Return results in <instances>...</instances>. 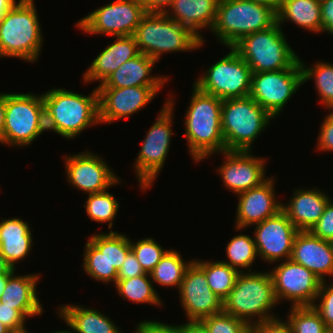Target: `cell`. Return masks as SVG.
<instances>
[{
	"label": "cell",
	"instance_id": "48",
	"mask_svg": "<svg viewBox=\"0 0 333 333\" xmlns=\"http://www.w3.org/2000/svg\"><path fill=\"white\" fill-rule=\"evenodd\" d=\"M322 32L333 35V0H320Z\"/></svg>",
	"mask_w": 333,
	"mask_h": 333
},
{
	"label": "cell",
	"instance_id": "43",
	"mask_svg": "<svg viewBox=\"0 0 333 333\" xmlns=\"http://www.w3.org/2000/svg\"><path fill=\"white\" fill-rule=\"evenodd\" d=\"M310 232L322 240L333 242V199L325 206L323 215Z\"/></svg>",
	"mask_w": 333,
	"mask_h": 333
},
{
	"label": "cell",
	"instance_id": "10",
	"mask_svg": "<svg viewBox=\"0 0 333 333\" xmlns=\"http://www.w3.org/2000/svg\"><path fill=\"white\" fill-rule=\"evenodd\" d=\"M156 121L145 135L138 152L134 170L140 190L150 189L156 177L164 168L171 144L174 97L168 95ZM173 97V98H172Z\"/></svg>",
	"mask_w": 333,
	"mask_h": 333
},
{
	"label": "cell",
	"instance_id": "18",
	"mask_svg": "<svg viewBox=\"0 0 333 333\" xmlns=\"http://www.w3.org/2000/svg\"><path fill=\"white\" fill-rule=\"evenodd\" d=\"M178 291L188 320H202L223 311V301L210 289L205 273L194 262L187 268Z\"/></svg>",
	"mask_w": 333,
	"mask_h": 333
},
{
	"label": "cell",
	"instance_id": "38",
	"mask_svg": "<svg viewBox=\"0 0 333 333\" xmlns=\"http://www.w3.org/2000/svg\"><path fill=\"white\" fill-rule=\"evenodd\" d=\"M83 251L82 268L85 273L96 281L109 284V262L107 248H97L89 239Z\"/></svg>",
	"mask_w": 333,
	"mask_h": 333
},
{
	"label": "cell",
	"instance_id": "57",
	"mask_svg": "<svg viewBox=\"0 0 333 333\" xmlns=\"http://www.w3.org/2000/svg\"><path fill=\"white\" fill-rule=\"evenodd\" d=\"M51 333H74V332H73V331H70V330H65V329H64V330H60V331L58 330V331H55V332L53 331V332H51Z\"/></svg>",
	"mask_w": 333,
	"mask_h": 333
},
{
	"label": "cell",
	"instance_id": "8",
	"mask_svg": "<svg viewBox=\"0 0 333 333\" xmlns=\"http://www.w3.org/2000/svg\"><path fill=\"white\" fill-rule=\"evenodd\" d=\"M232 48L246 61L252 73L293 68L299 62L277 22L268 29L242 37Z\"/></svg>",
	"mask_w": 333,
	"mask_h": 333
},
{
	"label": "cell",
	"instance_id": "52",
	"mask_svg": "<svg viewBox=\"0 0 333 333\" xmlns=\"http://www.w3.org/2000/svg\"><path fill=\"white\" fill-rule=\"evenodd\" d=\"M17 3L16 0H0V22L6 13Z\"/></svg>",
	"mask_w": 333,
	"mask_h": 333
},
{
	"label": "cell",
	"instance_id": "46",
	"mask_svg": "<svg viewBox=\"0 0 333 333\" xmlns=\"http://www.w3.org/2000/svg\"><path fill=\"white\" fill-rule=\"evenodd\" d=\"M145 272L141 264L136 259L132 250H130L125 258L124 263L117 273V280H125L128 278H135L144 275Z\"/></svg>",
	"mask_w": 333,
	"mask_h": 333
},
{
	"label": "cell",
	"instance_id": "29",
	"mask_svg": "<svg viewBox=\"0 0 333 333\" xmlns=\"http://www.w3.org/2000/svg\"><path fill=\"white\" fill-rule=\"evenodd\" d=\"M286 20L310 32H322L320 0H282L277 23L283 27Z\"/></svg>",
	"mask_w": 333,
	"mask_h": 333
},
{
	"label": "cell",
	"instance_id": "31",
	"mask_svg": "<svg viewBox=\"0 0 333 333\" xmlns=\"http://www.w3.org/2000/svg\"><path fill=\"white\" fill-rule=\"evenodd\" d=\"M194 260L185 262L182 255L170 249L160 259V262L149 273L152 282L161 285V287H176L179 289L187 268Z\"/></svg>",
	"mask_w": 333,
	"mask_h": 333
},
{
	"label": "cell",
	"instance_id": "25",
	"mask_svg": "<svg viewBox=\"0 0 333 333\" xmlns=\"http://www.w3.org/2000/svg\"><path fill=\"white\" fill-rule=\"evenodd\" d=\"M16 273L14 272L8 278L0 302L19 310L27 319L37 315L41 316L43 307L36 294V285L41 275L38 273L17 275Z\"/></svg>",
	"mask_w": 333,
	"mask_h": 333
},
{
	"label": "cell",
	"instance_id": "39",
	"mask_svg": "<svg viewBox=\"0 0 333 333\" xmlns=\"http://www.w3.org/2000/svg\"><path fill=\"white\" fill-rule=\"evenodd\" d=\"M130 245L136 259L141 264L142 269L148 274L168 251V249H164L152 237L144 238L137 242L130 240Z\"/></svg>",
	"mask_w": 333,
	"mask_h": 333
},
{
	"label": "cell",
	"instance_id": "30",
	"mask_svg": "<svg viewBox=\"0 0 333 333\" xmlns=\"http://www.w3.org/2000/svg\"><path fill=\"white\" fill-rule=\"evenodd\" d=\"M89 240L97 248H107L109 262V284L117 282V273L131 250L130 239L126 234L110 230L108 233H94Z\"/></svg>",
	"mask_w": 333,
	"mask_h": 333
},
{
	"label": "cell",
	"instance_id": "34",
	"mask_svg": "<svg viewBox=\"0 0 333 333\" xmlns=\"http://www.w3.org/2000/svg\"><path fill=\"white\" fill-rule=\"evenodd\" d=\"M303 73V83L313 79L317 96L326 107L325 109L333 110V64L329 62H314V66H307L299 58Z\"/></svg>",
	"mask_w": 333,
	"mask_h": 333
},
{
	"label": "cell",
	"instance_id": "28",
	"mask_svg": "<svg viewBox=\"0 0 333 333\" xmlns=\"http://www.w3.org/2000/svg\"><path fill=\"white\" fill-rule=\"evenodd\" d=\"M57 309V316L74 333H124L107 315L93 308L65 304Z\"/></svg>",
	"mask_w": 333,
	"mask_h": 333
},
{
	"label": "cell",
	"instance_id": "24",
	"mask_svg": "<svg viewBox=\"0 0 333 333\" xmlns=\"http://www.w3.org/2000/svg\"><path fill=\"white\" fill-rule=\"evenodd\" d=\"M157 62L142 53L124 62L118 69L97 86V88H124L137 86H164L168 76L152 75L153 66ZM155 75V76H154Z\"/></svg>",
	"mask_w": 333,
	"mask_h": 333
},
{
	"label": "cell",
	"instance_id": "35",
	"mask_svg": "<svg viewBox=\"0 0 333 333\" xmlns=\"http://www.w3.org/2000/svg\"><path fill=\"white\" fill-rule=\"evenodd\" d=\"M227 261L221 262L228 264L230 267L236 269L239 273L252 272L251 266L258 256L254 238L245 235H235L226 245ZM244 270H242V269Z\"/></svg>",
	"mask_w": 333,
	"mask_h": 333
},
{
	"label": "cell",
	"instance_id": "2",
	"mask_svg": "<svg viewBox=\"0 0 333 333\" xmlns=\"http://www.w3.org/2000/svg\"><path fill=\"white\" fill-rule=\"evenodd\" d=\"M42 96L46 131L71 140L89 126L100 124L97 87L88 96L56 87Z\"/></svg>",
	"mask_w": 333,
	"mask_h": 333
},
{
	"label": "cell",
	"instance_id": "40",
	"mask_svg": "<svg viewBox=\"0 0 333 333\" xmlns=\"http://www.w3.org/2000/svg\"><path fill=\"white\" fill-rule=\"evenodd\" d=\"M201 321L210 333H250V325L224 311Z\"/></svg>",
	"mask_w": 333,
	"mask_h": 333
},
{
	"label": "cell",
	"instance_id": "9",
	"mask_svg": "<svg viewBox=\"0 0 333 333\" xmlns=\"http://www.w3.org/2000/svg\"><path fill=\"white\" fill-rule=\"evenodd\" d=\"M44 131L42 94L6 93L5 125L0 143L23 148L33 143Z\"/></svg>",
	"mask_w": 333,
	"mask_h": 333
},
{
	"label": "cell",
	"instance_id": "37",
	"mask_svg": "<svg viewBox=\"0 0 333 333\" xmlns=\"http://www.w3.org/2000/svg\"><path fill=\"white\" fill-rule=\"evenodd\" d=\"M287 318L294 333H325L328 330L313 306L291 307Z\"/></svg>",
	"mask_w": 333,
	"mask_h": 333
},
{
	"label": "cell",
	"instance_id": "50",
	"mask_svg": "<svg viewBox=\"0 0 333 333\" xmlns=\"http://www.w3.org/2000/svg\"><path fill=\"white\" fill-rule=\"evenodd\" d=\"M183 333H210L206 325L201 320H188L185 324H180Z\"/></svg>",
	"mask_w": 333,
	"mask_h": 333
},
{
	"label": "cell",
	"instance_id": "51",
	"mask_svg": "<svg viewBox=\"0 0 333 333\" xmlns=\"http://www.w3.org/2000/svg\"><path fill=\"white\" fill-rule=\"evenodd\" d=\"M6 111V93H0V138L3 136Z\"/></svg>",
	"mask_w": 333,
	"mask_h": 333
},
{
	"label": "cell",
	"instance_id": "47",
	"mask_svg": "<svg viewBox=\"0 0 333 333\" xmlns=\"http://www.w3.org/2000/svg\"><path fill=\"white\" fill-rule=\"evenodd\" d=\"M143 333H183L180 325L144 320L136 325Z\"/></svg>",
	"mask_w": 333,
	"mask_h": 333
},
{
	"label": "cell",
	"instance_id": "5",
	"mask_svg": "<svg viewBox=\"0 0 333 333\" xmlns=\"http://www.w3.org/2000/svg\"><path fill=\"white\" fill-rule=\"evenodd\" d=\"M140 53L156 62L162 54L202 48V40L166 13H146L133 34Z\"/></svg>",
	"mask_w": 333,
	"mask_h": 333
},
{
	"label": "cell",
	"instance_id": "33",
	"mask_svg": "<svg viewBox=\"0 0 333 333\" xmlns=\"http://www.w3.org/2000/svg\"><path fill=\"white\" fill-rule=\"evenodd\" d=\"M115 287L122 299L137 304L144 303L158 307L164 305L148 273L135 278L117 280Z\"/></svg>",
	"mask_w": 333,
	"mask_h": 333
},
{
	"label": "cell",
	"instance_id": "56",
	"mask_svg": "<svg viewBox=\"0 0 333 333\" xmlns=\"http://www.w3.org/2000/svg\"><path fill=\"white\" fill-rule=\"evenodd\" d=\"M0 333H13V332L0 321Z\"/></svg>",
	"mask_w": 333,
	"mask_h": 333
},
{
	"label": "cell",
	"instance_id": "3",
	"mask_svg": "<svg viewBox=\"0 0 333 333\" xmlns=\"http://www.w3.org/2000/svg\"><path fill=\"white\" fill-rule=\"evenodd\" d=\"M275 305L278 302L270 271L241 272L223 301V311L251 326L278 318V315L269 312Z\"/></svg>",
	"mask_w": 333,
	"mask_h": 333
},
{
	"label": "cell",
	"instance_id": "6",
	"mask_svg": "<svg viewBox=\"0 0 333 333\" xmlns=\"http://www.w3.org/2000/svg\"><path fill=\"white\" fill-rule=\"evenodd\" d=\"M277 13L251 0H219L215 23L210 30L223 46L232 47L242 37L272 27Z\"/></svg>",
	"mask_w": 333,
	"mask_h": 333
},
{
	"label": "cell",
	"instance_id": "21",
	"mask_svg": "<svg viewBox=\"0 0 333 333\" xmlns=\"http://www.w3.org/2000/svg\"><path fill=\"white\" fill-rule=\"evenodd\" d=\"M290 259L310 270L321 281H326L327 276L333 278V242L322 240L310 231L296 234Z\"/></svg>",
	"mask_w": 333,
	"mask_h": 333
},
{
	"label": "cell",
	"instance_id": "12",
	"mask_svg": "<svg viewBox=\"0 0 333 333\" xmlns=\"http://www.w3.org/2000/svg\"><path fill=\"white\" fill-rule=\"evenodd\" d=\"M146 13L141 0H114L81 18L75 26L91 35L131 36Z\"/></svg>",
	"mask_w": 333,
	"mask_h": 333
},
{
	"label": "cell",
	"instance_id": "45",
	"mask_svg": "<svg viewBox=\"0 0 333 333\" xmlns=\"http://www.w3.org/2000/svg\"><path fill=\"white\" fill-rule=\"evenodd\" d=\"M250 333H294L291 325L281 317L251 325Z\"/></svg>",
	"mask_w": 333,
	"mask_h": 333
},
{
	"label": "cell",
	"instance_id": "11",
	"mask_svg": "<svg viewBox=\"0 0 333 333\" xmlns=\"http://www.w3.org/2000/svg\"><path fill=\"white\" fill-rule=\"evenodd\" d=\"M211 65L194 85L221 100L249 96L252 71L246 61L232 48Z\"/></svg>",
	"mask_w": 333,
	"mask_h": 333
},
{
	"label": "cell",
	"instance_id": "17",
	"mask_svg": "<svg viewBox=\"0 0 333 333\" xmlns=\"http://www.w3.org/2000/svg\"><path fill=\"white\" fill-rule=\"evenodd\" d=\"M164 86L97 88L99 123H113L138 113Z\"/></svg>",
	"mask_w": 333,
	"mask_h": 333
},
{
	"label": "cell",
	"instance_id": "26",
	"mask_svg": "<svg viewBox=\"0 0 333 333\" xmlns=\"http://www.w3.org/2000/svg\"><path fill=\"white\" fill-rule=\"evenodd\" d=\"M219 0H174L166 14L181 26L190 29L205 44L202 29H212ZM201 30V31H199Z\"/></svg>",
	"mask_w": 333,
	"mask_h": 333
},
{
	"label": "cell",
	"instance_id": "19",
	"mask_svg": "<svg viewBox=\"0 0 333 333\" xmlns=\"http://www.w3.org/2000/svg\"><path fill=\"white\" fill-rule=\"evenodd\" d=\"M224 163L217 169L225 188L236 195L257 187L268 178L266 158L254 156L251 151H223Z\"/></svg>",
	"mask_w": 333,
	"mask_h": 333
},
{
	"label": "cell",
	"instance_id": "4",
	"mask_svg": "<svg viewBox=\"0 0 333 333\" xmlns=\"http://www.w3.org/2000/svg\"><path fill=\"white\" fill-rule=\"evenodd\" d=\"M34 0H18L0 22V58L36 62L42 51L43 35Z\"/></svg>",
	"mask_w": 333,
	"mask_h": 333
},
{
	"label": "cell",
	"instance_id": "20",
	"mask_svg": "<svg viewBox=\"0 0 333 333\" xmlns=\"http://www.w3.org/2000/svg\"><path fill=\"white\" fill-rule=\"evenodd\" d=\"M274 183L275 178L269 177L261 185L237 194L235 230H246L282 210V202L275 198Z\"/></svg>",
	"mask_w": 333,
	"mask_h": 333
},
{
	"label": "cell",
	"instance_id": "27",
	"mask_svg": "<svg viewBox=\"0 0 333 333\" xmlns=\"http://www.w3.org/2000/svg\"><path fill=\"white\" fill-rule=\"evenodd\" d=\"M31 228L21 218H8L0 222V253L16 269V263L29 256L33 246Z\"/></svg>",
	"mask_w": 333,
	"mask_h": 333
},
{
	"label": "cell",
	"instance_id": "44",
	"mask_svg": "<svg viewBox=\"0 0 333 333\" xmlns=\"http://www.w3.org/2000/svg\"><path fill=\"white\" fill-rule=\"evenodd\" d=\"M320 127L316 149L333 152V110L326 115Z\"/></svg>",
	"mask_w": 333,
	"mask_h": 333
},
{
	"label": "cell",
	"instance_id": "1",
	"mask_svg": "<svg viewBox=\"0 0 333 333\" xmlns=\"http://www.w3.org/2000/svg\"><path fill=\"white\" fill-rule=\"evenodd\" d=\"M221 99L201 91L193 84L192 95L184 116L190 156L197 163L215 153L226 151L221 127Z\"/></svg>",
	"mask_w": 333,
	"mask_h": 333
},
{
	"label": "cell",
	"instance_id": "14",
	"mask_svg": "<svg viewBox=\"0 0 333 333\" xmlns=\"http://www.w3.org/2000/svg\"><path fill=\"white\" fill-rule=\"evenodd\" d=\"M270 272L278 304L289 300L291 307L312 306L322 281L304 266L291 259L281 261Z\"/></svg>",
	"mask_w": 333,
	"mask_h": 333
},
{
	"label": "cell",
	"instance_id": "32",
	"mask_svg": "<svg viewBox=\"0 0 333 333\" xmlns=\"http://www.w3.org/2000/svg\"><path fill=\"white\" fill-rule=\"evenodd\" d=\"M194 263L205 273L210 289L224 301L235 286L239 272L220 261H203L193 259Z\"/></svg>",
	"mask_w": 333,
	"mask_h": 333
},
{
	"label": "cell",
	"instance_id": "23",
	"mask_svg": "<svg viewBox=\"0 0 333 333\" xmlns=\"http://www.w3.org/2000/svg\"><path fill=\"white\" fill-rule=\"evenodd\" d=\"M115 38L116 40L108 44L84 72V83L99 81V85L103 84L120 65L140 53L133 35Z\"/></svg>",
	"mask_w": 333,
	"mask_h": 333
},
{
	"label": "cell",
	"instance_id": "15",
	"mask_svg": "<svg viewBox=\"0 0 333 333\" xmlns=\"http://www.w3.org/2000/svg\"><path fill=\"white\" fill-rule=\"evenodd\" d=\"M104 160L100 155L88 150L64 156L65 173L70 186L91 194L121 183V179Z\"/></svg>",
	"mask_w": 333,
	"mask_h": 333
},
{
	"label": "cell",
	"instance_id": "59",
	"mask_svg": "<svg viewBox=\"0 0 333 333\" xmlns=\"http://www.w3.org/2000/svg\"><path fill=\"white\" fill-rule=\"evenodd\" d=\"M325 333H333L332 329H328Z\"/></svg>",
	"mask_w": 333,
	"mask_h": 333
},
{
	"label": "cell",
	"instance_id": "41",
	"mask_svg": "<svg viewBox=\"0 0 333 333\" xmlns=\"http://www.w3.org/2000/svg\"><path fill=\"white\" fill-rule=\"evenodd\" d=\"M317 300H319L318 303ZM312 306L319 313L326 327L333 330V282L327 284V281H322Z\"/></svg>",
	"mask_w": 333,
	"mask_h": 333
},
{
	"label": "cell",
	"instance_id": "22",
	"mask_svg": "<svg viewBox=\"0 0 333 333\" xmlns=\"http://www.w3.org/2000/svg\"><path fill=\"white\" fill-rule=\"evenodd\" d=\"M316 188L295 189L289 202L282 203V211L299 231H310L332 199L325 191Z\"/></svg>",
	"mask_w": 333,
	"mask_h": 333
},
{
	"label": "cell",
	"instance_id": "16",
	"mask_svg": "<svg viewBox=\"0 0 333 333\" xmlns=\"http://www.w3.org/2000/svg\"><path fill=\"white\" fill-rule=\"evenodd\" d=\"M253 226V238L261 260L272 264L291 258L294 238L299 230L282 210Z\"/></svg>",
	"mask_w": 333,
	"mask_h": 333
},
{
	"label": "cell",
	"instance_id": "36",
	"mask_svg": "<svg viewBox=\"0 0 333 333\" xmlns=\"http://www.w3.org/2000/svg\"><path fill=\"white\" fill-rule=\"evenodd\" d=\"M89 219L94 222L107 223L108 228L112 229L113 220L117 216L119 202L108 192V189L98 193L88 194L87 200L83 205Z\"/></svg>",
	"mask_w": 333,
	"mask_h": 333
},
{
	"label": "cell",
	"instance_id": "53",
	"mask_svg": "<svg viewBox=\"0 0 333 333\" xmlns=\"http://www.w3.org/2000/svg\"><path fill=\"white\" fill-rule=\"evenodd\" d=\"M15 271L16 269H13L0 253V274H13Z\"/></svg>",
	"mask_w": 333,
	"mask_h": 333
},
{
	"label": "cell",
	"instance_id": "7",
	"mask_svg": "<svg viewBox=\"0 0 333 333\" xmlns=\"http://www.w3.org/2000/svg\"><path fill=\"white\" fill-rule=\"evenodd\" d=\"M272 119L275 118L250 96L223 100L221 127L226 151H251Z\"/></svg>",
	"mask_w": 333,
	"mask_h": 333
},
{
	"label": "cell",
	"instance_id": "13",
	"mask_svg": "<svg viewBox=\"0 0 333 333\" xmlns=\"http://www.w3.org/2000/svg\"><path fill=\"white\" fill-rule=\"evenodd\" d=\"M302 84L303 73L298 62L293 68L252 73L249 96L276 119Z\"/></svg>",
	"mask_w": 333,
	"mask_h": 333
},
{
	"label": "cell",
	"instance_id": "58",
	"mask_svg": "<svg viewBox=\"0 0 333 333\" xmlns=\"http://www.w3.org/2000/svg\"><path fill=\"white\" fill-rule=\"evenodd\" d=\"M134 333H143V332L136 326V330L134 331Z\"/></svg>",
	"mask_w": 333,
	"mask_h": 333
},
{
	"label": "cell",
	"instance_id": "49",
	"mask_svg": "<svg viewBox=\"0 0 333 333\" xmlns=\"http://www.w3.org/2000/svg\"><path fill=\"white\" fill-rule=\"evenodd\" d=\"M141 2L147 13H166L174 0H141Z\"/></svg>",
	"mask_w": 333,
	"mask_h": 333
},
{
	"label": "cell",
	"instance_id": "42",
	"mask_svg": "<svg viewBox=\"0 0 333 333\" xmlns=\"http://www.w3.org/2000/svg\"><path fill=\"white\" fill-rule=\"evenodd\" d=\"M26 319L19 310L0 302V321L13 333H28Z\"/></svg>",
	"mask_w": 333,
	"mask_h": 333
},
{
	"label": "cell",
	"instance_id": "54",
	"mask_svg": "<svg viewBox=\"0 0 333 333\" xmlns=\"http://www.w3.org/2000/svg\"><path fill=\"white\" fill-rule=\"evenodd\" d=\"M256 1L259 4L265 5L272 8L276 13L279 11L280 4L282 0H251Z\"/></svg>",
	"mask_w": 333,
	"mask_h": 333
},
{
	"label": "cell",
	"instance_id": "55",
	"mask_svg": "<svg viewBox=\"0 0 333 333\" xmlns=\"http://www.w3.org/2000/svg\"><path fill=\"white\" fill-rule=\"evenodd\" d=\"M12 274H0V297L3 294V291L6 287L8 278L11 276Z\"/></svg>",
	"mask_w": 333,
	"mask_h": 333
}]
</instances>
